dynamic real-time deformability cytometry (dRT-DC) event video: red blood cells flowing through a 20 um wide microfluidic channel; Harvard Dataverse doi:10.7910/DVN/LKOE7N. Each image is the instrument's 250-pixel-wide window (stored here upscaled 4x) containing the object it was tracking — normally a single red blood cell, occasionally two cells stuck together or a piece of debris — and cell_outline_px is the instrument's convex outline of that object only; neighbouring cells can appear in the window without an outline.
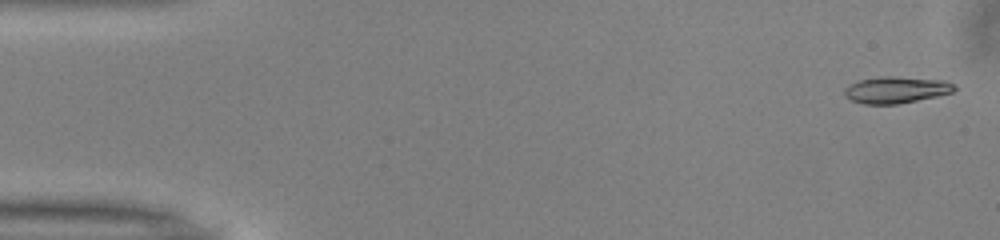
{"species": "common noctule bat (a hibernating species)", "species_latin": "Nyctalus noctula", "temperature_condition": "warm", "stored_images_in_passage": 14, "camera_frame_rate_fps": 3000, "um_per_image_px": 0.085, "animal": {"sex": "male", "body_mass_g": 13.0, "forearm_length_mm": 53.1}, "frame": {"image": 1, "passage_image": 2, "time_ms": 0.333, "image_size_px": [1000, 240], "cell_outline_px": [[956, 88], [952, 92], [936, 96], [896, 104], [864, 104], [852, 100], [844, 96], [844, 88], [860, 80], [880, 76], [896, 76], [948, 80], [956, 84]], "centroid_in_image_um": [76.2, 7.62], "position_along_channel_um": 8.8, "area_um2": 17.11}}